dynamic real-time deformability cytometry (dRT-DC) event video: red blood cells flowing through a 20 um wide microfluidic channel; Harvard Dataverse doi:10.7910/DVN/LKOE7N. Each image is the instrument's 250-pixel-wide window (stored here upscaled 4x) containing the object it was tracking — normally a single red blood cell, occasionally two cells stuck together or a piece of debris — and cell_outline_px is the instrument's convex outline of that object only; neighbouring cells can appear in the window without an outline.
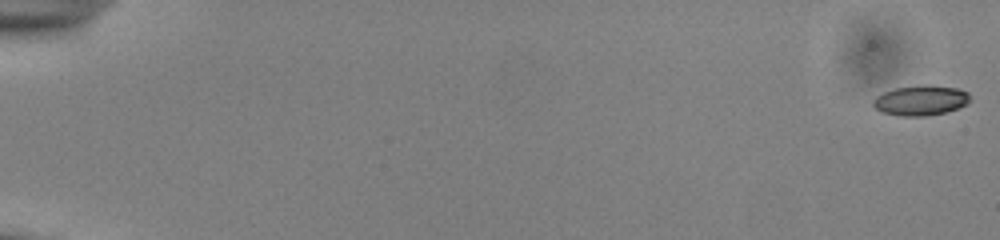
{"species": "common noctule bat (a hibernating species)", "species_latin": "Nyctalus noctula", "temperature_condition": "cold", "stored_images_in_passage": 51, "camera_frame_rate_fps": 3000, "um_per_image_px": 0.085, "animal": {"sex": "male", "body_mass_g": 13.0, "forearm_length_mm": 53.1}, "frame": {"image": 1, "passage_image": 1, "time_ms": 0.0, "image_size_px": [1000, 240], "cell_outline_px": [[972, 100], [968, 104], [944, 112], [924, 116], [900, 116], [880, 112], [872, 104], [872, 100], [876, 96], [884, 92], [896, 88], [924, 84], [928, 84], [956, 88], [968, 92]], "centroid_in_image_um": [78.26, 8.52], "position_along_channel_um": 6.7, "area_um2": 17.11}}
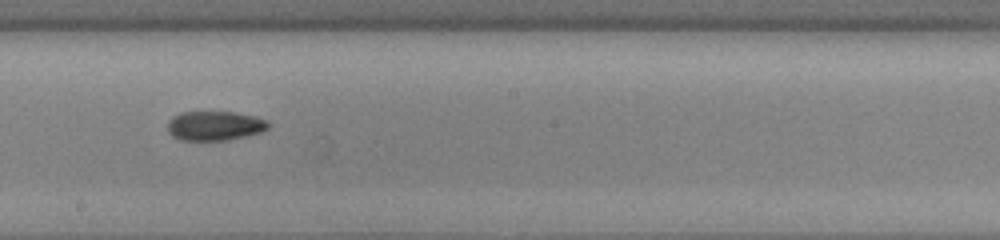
{"frame": {"image": 2, "passage_image": 33, "time_ms": 10.667, "image_size_px": [1000, 240], "cell_outline_px": [[272, 124], [268, 128], [260, 132], [228, 140], [180, 140], [172, 136], [168, 132], [168, 120], [172, 116], [180, 112], [232, 112], [256, 116], [268, 120]], "centroid_in_image_um": [18.25, 10.68], "position_along_channel_um": 229.9, "area_um2": 17.4}}
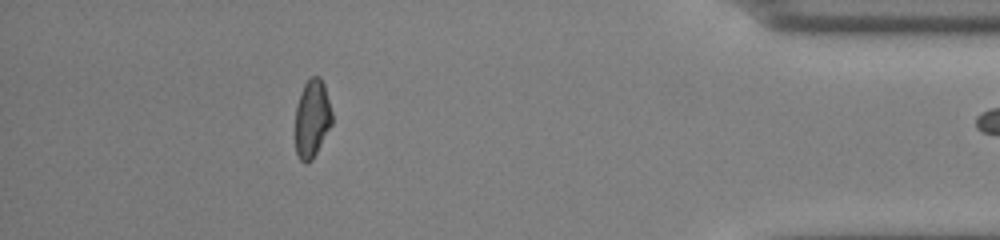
{"frame": {"image": 3, "passage_image": 50, "time_ms": 16.333, "image_size_px": [1000, 240], "cell_outline_px": [[332, 124], [312, 160], [304, 164], [300, 160], [296, 152], [296, 104], [300, 92], [304, 84], [312, 76], [320, 76], [324, 84], [332, 112]], "centroid_in_image_um": [26.52, 10.07], "position_along_channel_um": 408.7, "area_um2": 16.7}}